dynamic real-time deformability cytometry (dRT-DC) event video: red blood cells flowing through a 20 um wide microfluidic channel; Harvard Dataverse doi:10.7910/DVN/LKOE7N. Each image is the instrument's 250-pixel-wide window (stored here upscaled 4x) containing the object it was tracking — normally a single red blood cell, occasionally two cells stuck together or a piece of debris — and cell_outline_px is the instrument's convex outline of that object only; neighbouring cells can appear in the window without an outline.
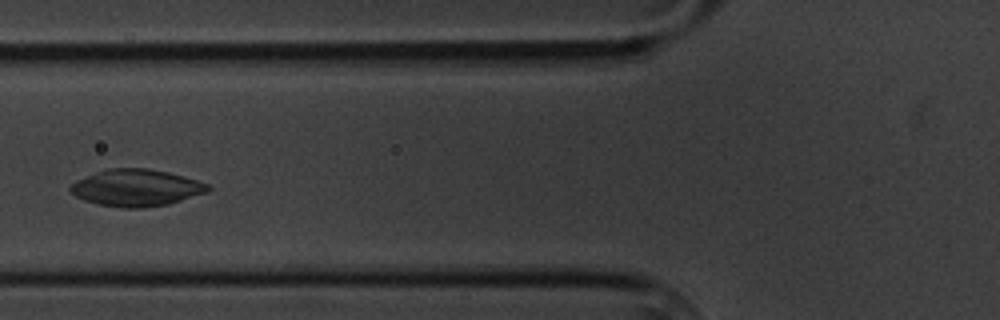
{"species": "common noctule bat (a hibernating species)", "species_latin": "Nyctalus noctula", "temperature_condition": "cold", "stored_images_in_passage": 5, "camera_frame_rate_fps": 3000, "um_per_image_px": 0.085, "animal": {"sex": "male", "body_mass_g": 20.1, "forearm_length_mm": 53.5}, "frame": {"image": 1, "passage_image": 4, "time_ms": 3.667, "image_size_px": [1000, 320], "cell_outline_px": [[212, 188], [208, 192], [168, 204], [140, 208], [120, 208], [96, 204], [84, 200], [68, 192], [68, 188], [76, 180], [96, 172], [108, 168], [148, 168], [168, 172], [184, 176], [208, 184]], "centroid_in_image_um": [11.56, 15.96], "position_along_channel_um": 114.2, "area_um2": 29.71}}
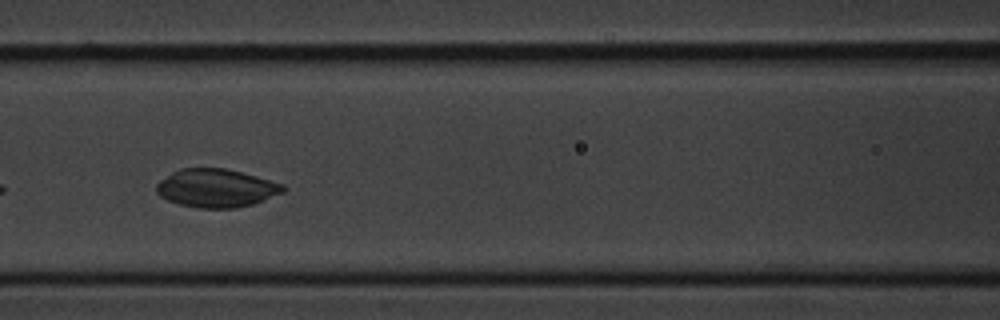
{"frame": {"image": 2, "passage_image": 5, "time_ms": 4.667, "image_size_px": [1000, 320], "cell_outline_px": [[288, 188], [284, 192], [264, 200], [252, 204], [236, 208], [196, 208], [180, 204], [168, 200], [160, 196], [156, 192], [156, 184], [160, 180], [172, 172], [180, 168], [224, 168], [256, 176], [284, 184]], "centroid_in_image_um": [18.39, 15.99], "position_along_channel_um": 148.2, "area_um2": 28.32}}